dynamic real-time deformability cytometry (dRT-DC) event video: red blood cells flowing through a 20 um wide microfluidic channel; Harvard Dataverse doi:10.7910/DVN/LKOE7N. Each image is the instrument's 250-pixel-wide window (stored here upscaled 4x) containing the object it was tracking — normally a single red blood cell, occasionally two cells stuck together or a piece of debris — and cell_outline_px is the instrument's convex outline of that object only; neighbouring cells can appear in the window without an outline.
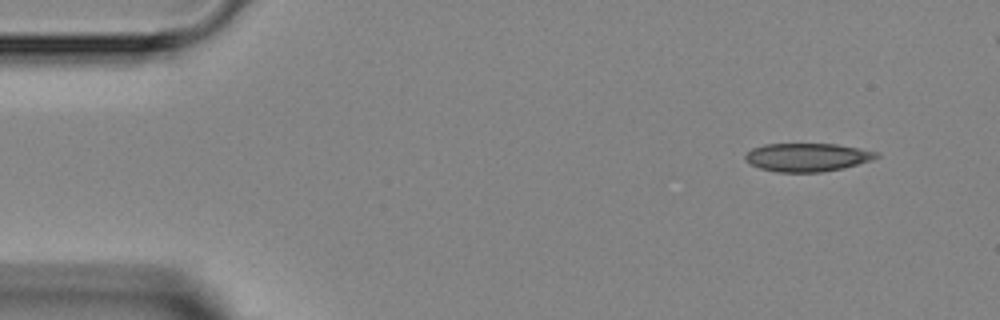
{"species": "Egyptian fruit bat (a non-hibernating species)", "species_latin": "Rousettus aegyptiacus", "temperature_condition": "room temperature", "stored_images_in_passage": 6, "camera_frame_rate_fps": 3000, "um_per_image_px": 0.085, "animal": {"sex": "female"}, "frame": {"image": 1, "passage_image": 1, "time_ms": 0.0, "image_size_px": [1000, 320], "cell_outline_px": [[880, 156], [872, 160], [844, 168], [820, 172], [776, 172], [760, 168], [752, 164], [744, 156], [752, 148], [764, 144], [836, 144], [860, 148], [880, 152]], "centroid_in_image_um": [68.67, 13.36], "position_along_channel_um": 16.3, "area_um2": 21.62}}
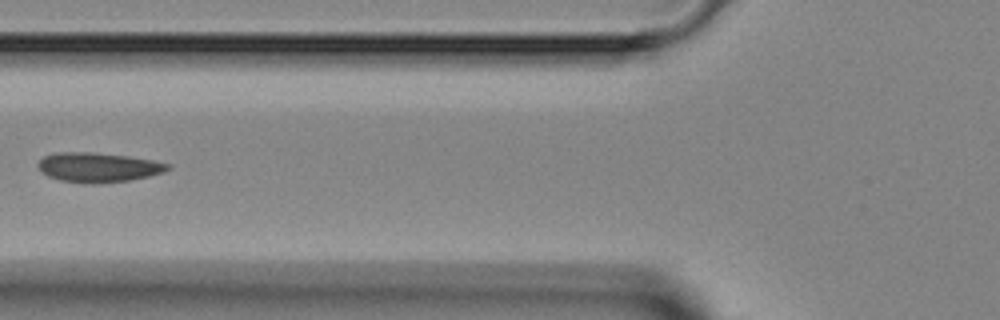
{"frame": {"image": 2, "passage_image": 5, "time_ms": 4.667, "image_size_px": [1000, 320], "cell_outline_px": [[172, 168], [164, 172], [148, 176], [128, 180], [60, 180], [48, 176], [40, 172], [36, 164], [44, 156], [56, 152], [92, 152], [128, 156], [152, 160], [172, 164]], "centroid_in_image_um": [8.36, 14.16], "position_along_channel_um": 117.4, "area_um2": 21.44}}
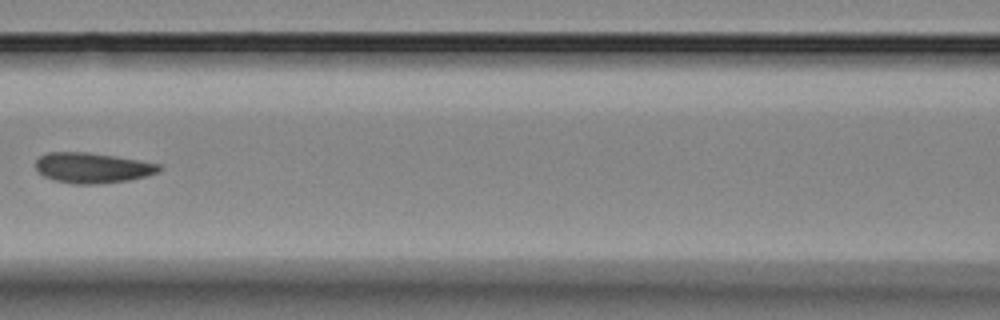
{"frame": {"image": 3, "passage_image": 6, "time_ms": 5.667, "image_size_px": [1000, 320], "cell_outline_px": [[164, 168], [160, 172], [128, 180], [96, 184], [76, 184], [52, 180], [44, 176], [36, 168], [36, 160], [40, 156], [48, 152], [88, 152], [116, 156], [140, 160], [160, 164]], "centroid_in_image_um": [7.88, 14.26], "position_along_channel_um": 158.7, "area_um2": 21.91}}